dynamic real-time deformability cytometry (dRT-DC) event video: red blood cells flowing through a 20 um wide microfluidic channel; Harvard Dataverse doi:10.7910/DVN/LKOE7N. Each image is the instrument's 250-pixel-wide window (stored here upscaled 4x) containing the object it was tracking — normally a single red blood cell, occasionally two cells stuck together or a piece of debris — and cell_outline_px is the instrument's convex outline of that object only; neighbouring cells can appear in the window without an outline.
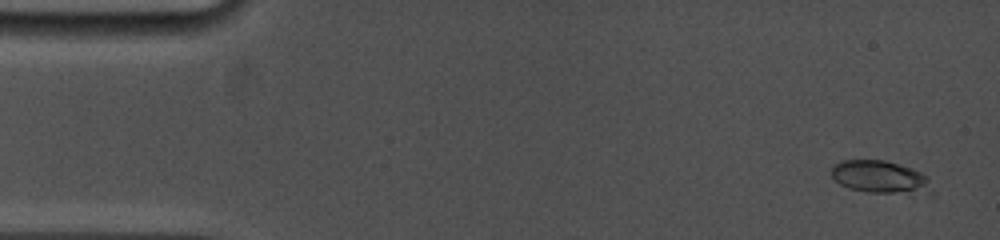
{"species": "common noctule bat (a hibernating species)", "species_latin": "Nyctalus noctula", "temperature_condition": "cold", "stored_images_in_passage": 12, "camera_frame_rate_fps": 5000, "um_per_image_px": 0.085, "animal": {"sex": "female", "body_mass_g": 19.0, "forearm_length_mm": 53.3}, "frame": {"image": 1, "passage_image": 1, "time_ms": 0.0, "image_size_px": [1000, 240], "cell_outline_px": [[932, 192], [908, 196], [868, 192], [848, 188], [840, 184], [832, 176], [832, 168], [840, 160], [884, 160], [912, 168], [928, 176]], "centroid_in_image_um": [74.88, 15.09], "position_along_channel_um": 10.1, "area_um2": 19.59}}
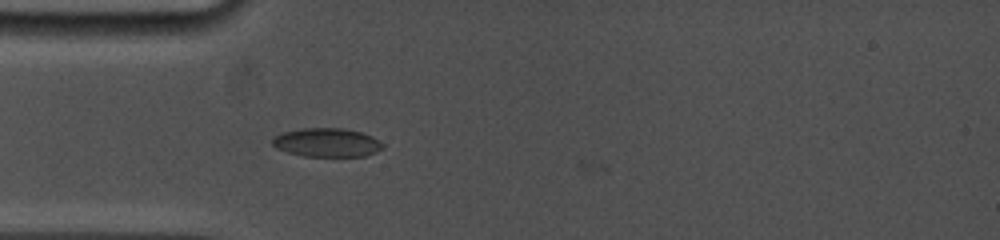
{"frame": {"image": 2, "passage_image": 11, "time_ms": 4.2, "image_size_px": [1000, 240], "cell_outline_px": [[384, 148], [376, 152], [364, 156], [304, 156], [288, 152], [276, 148], [272, 144], [272, 140], [276, 136], [284, 132], [300, 128], [344, 128], [360, 132], [372, 136], [384, 144]], "centroid_in_image_um": [27.81, 12.11], "position_along_channel_um": 57.2, "area_um2": 18.44}}